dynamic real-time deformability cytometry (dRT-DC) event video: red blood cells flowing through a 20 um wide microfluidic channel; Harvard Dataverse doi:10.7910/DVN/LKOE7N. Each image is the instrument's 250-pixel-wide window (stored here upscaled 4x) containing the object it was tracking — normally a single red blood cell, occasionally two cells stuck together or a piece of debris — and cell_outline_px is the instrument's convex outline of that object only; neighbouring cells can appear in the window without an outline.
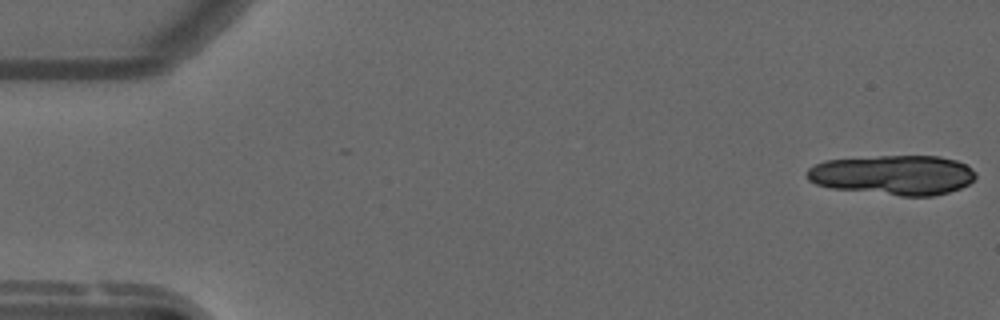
{"species": "common noctule bat (a hibernating species)", "species_latin": "Nyctalus noctula", "temperature_condition": "warm", "stored_images_in_passage": 10, "camera_frame_rate_fps": 3000, "um_per_image_px": 0.085, "animal": {"sex": "male", "forearm_length_mm": 52.5}, "frame": {"image": 1, "passage_image": 1, "time_ms": 0.0, "image_size_px": [1000, 320], "cell_outline_px": [[976, 176], [968, 184], [960, 188], [948, 192], [932, 196], [900, 196], [832, 188], [816, 184], [808, 180], [804, 172], [808, 168], [824, 160], [880, 156], [940, 156], [956, 160], [964, 164], [976, 172]], "centroid_in_image_um": [75.9, 14.87], "position_along_channel_um": 9.1, "area_um2": 39.19}}